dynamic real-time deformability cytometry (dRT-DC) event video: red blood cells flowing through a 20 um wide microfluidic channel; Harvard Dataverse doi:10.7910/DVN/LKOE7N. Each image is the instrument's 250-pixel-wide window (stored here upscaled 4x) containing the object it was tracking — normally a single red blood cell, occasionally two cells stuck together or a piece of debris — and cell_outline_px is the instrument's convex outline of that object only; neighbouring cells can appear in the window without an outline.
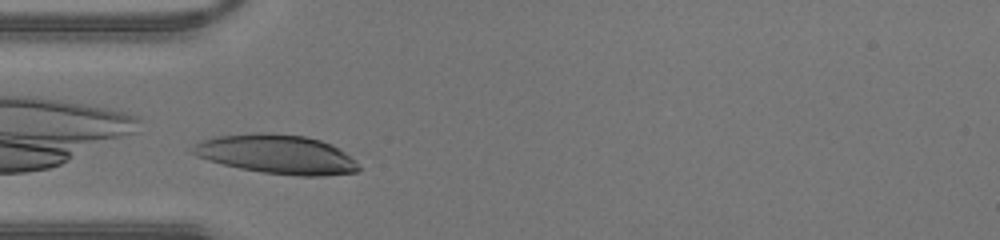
{"species": "human", "species_latin": "Homo sapiens", "temperature_condition": "warm", "stored_images_in_passage": 22, "camera_frame_rate_fps": 3000, "um_per_image_px": 0.085, "donor": {"sex": "male"}, "frame": {"image": 1, "passage_image": 1, "time_ms": 0.0, "image_size_px": [1000, 240], "cell_outline_px": [[364, 168], [356, 172], [324, 176], [296, 176], [260, 172], [240, 168], [208, 160], [196, 156], [188, 148], [200, 140], [212, 136], [252, 132], [268, 132], [304, 136], [320, 140], [332, 144], [356, 160]], "centroid_in_image_um": [23.51, 13.1], "position_along_channel_um": 61.5, "area_um2": 38.49}}
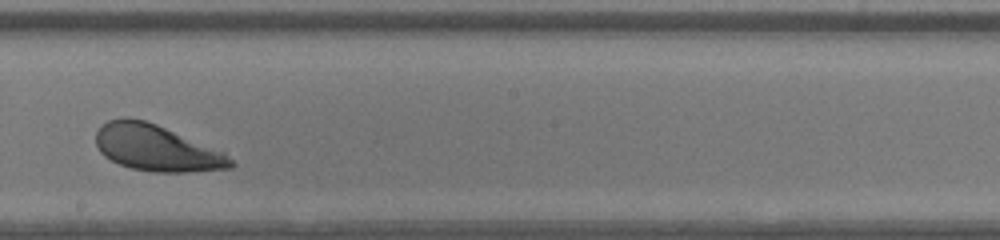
{"frame": {"image": 2, "passage_image": 12, "time_ms": 3.667, "image_size_px": [1000, 240], "cell_outline_px": [[236, 164], [232, 168], [188, 172], [156, 172], [132, 168], [120, 164], [104, 156], [100, 152], [96, 144], [96, 132], [108, 120], [124, 116], [128, 116], [144, 120], [156, 124], [224, 152]], "centroid_in_image_um": [13.29, 12.58], "position_along_channel_um": 234.9, "area_um2": 36.07}}
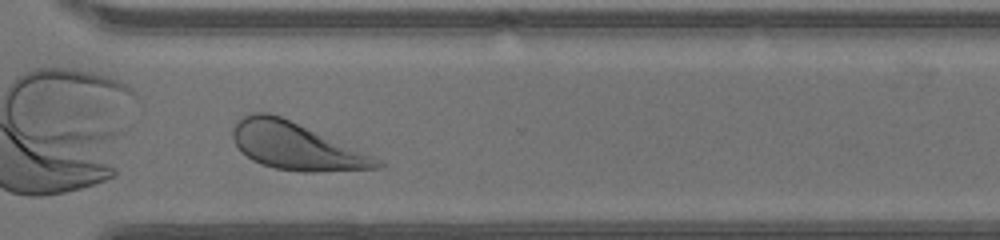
{"frame": {"image": 3, "passage_image": 19, "time_ms": 6.0, "image_size_px": [1000, 240], "cell_outline_px": [[384, 164], [380, 168], [320, 172], [300, 172], [276, 168], [260, 164], [252, 160], [240, 152], [232, 136], [232, 132], [236, 124], [244, 116], [252, 112], [268, 112], [280, 116], [372, 156], [380, 160]], "centroid_in_image_um": [25.12, 12.44], "position_along_channel_um": 345.5, "area_um2": 38.96}}